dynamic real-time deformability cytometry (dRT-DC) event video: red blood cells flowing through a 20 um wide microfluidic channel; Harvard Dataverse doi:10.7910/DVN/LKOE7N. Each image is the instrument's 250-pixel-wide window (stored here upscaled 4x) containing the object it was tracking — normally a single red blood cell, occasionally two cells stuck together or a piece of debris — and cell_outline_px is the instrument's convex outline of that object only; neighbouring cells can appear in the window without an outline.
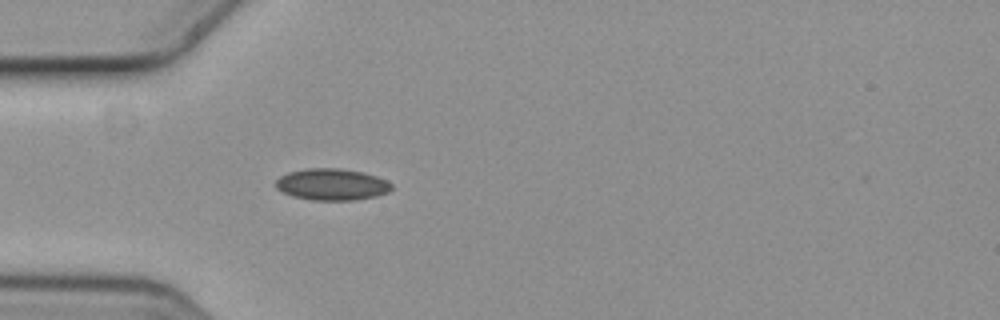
{"species": "common noctule bat (a hibernating species)", "species_latin": "Nyctalus noctula", "temperature_condition": "cold", "stored_images_in_passage": 3, "camera_frame_rate_fps": 3000, "um_per_image_px": 0.085, "animal": {"sex": "female", "body_mass_g": 19.3, "forearm_length_mm": 54.1}, "frame": {"image": 1, "passage_image": 3, "time_ms": 0.667, "image_size_px": [1000, 320], "cell_outline_px": [[392, 188], [388, 192], [376, 196], [356, 200], [312, 200], [292, 196], [276, 188], [276, 180], [280, 176], [288, 172], [308, 168], [340, 168], [364, 172], [376, 176], [392, 184]], "centroid_in_image_um": [28.21, 15.67], "position_along_channel_um": 56.8, "area_um2": 21.33}}